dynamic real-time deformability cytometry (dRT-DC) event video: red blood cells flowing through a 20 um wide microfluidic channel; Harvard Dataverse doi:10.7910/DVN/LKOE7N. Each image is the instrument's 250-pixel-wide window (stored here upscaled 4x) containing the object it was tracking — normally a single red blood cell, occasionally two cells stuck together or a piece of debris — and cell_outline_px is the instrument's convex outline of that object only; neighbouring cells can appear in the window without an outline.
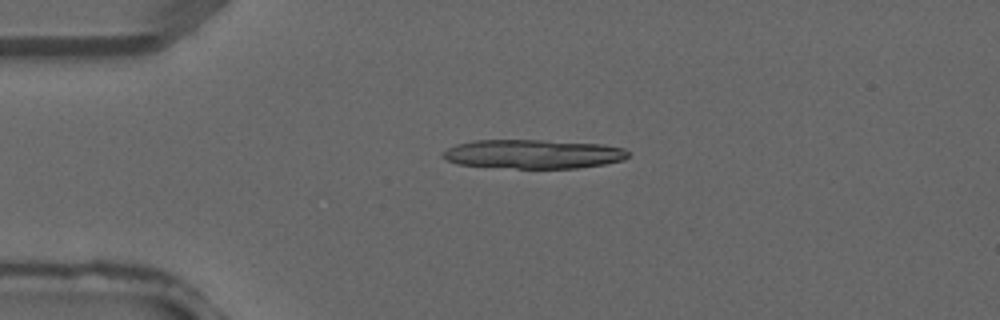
{"species": "common noctule bat (a hibernating species)", "species_latin": "Nyctalus noctula", "temperature_condition": "warm", "stored_images_in_passage": 1, "camera_frame_rate_fps": 3000, "um_per_image_px": 0.085, "animal": {"sex": "male", "forearm_length_mm": 52.5}, "frame": {"image": 1, "passage_image": 1, "time_ms": 0.0, "image_size_px": [1000, 320], "cell_outline_px": [[628, 156], [624, 160], [604, 164], [576, 168], [516, 168], [456, 164], [444, 160], [440, 156], [440, 152], [456, 144], [472, 140], [544, 140], [604, 144], [624, 148], [628, 152]], "centroid_in_image_um": [45.27, 13.09], "position_along_channel_um": 39.7, "area_um2": 31.62}}